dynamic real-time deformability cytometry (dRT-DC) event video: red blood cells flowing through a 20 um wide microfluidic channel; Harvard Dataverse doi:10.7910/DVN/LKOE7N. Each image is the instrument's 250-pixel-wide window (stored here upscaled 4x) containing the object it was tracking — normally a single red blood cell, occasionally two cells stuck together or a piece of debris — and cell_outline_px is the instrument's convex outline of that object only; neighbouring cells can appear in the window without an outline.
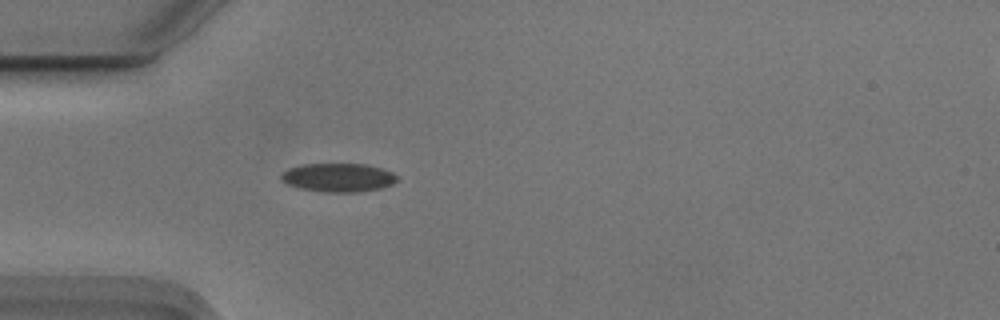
{"species": "Egyptian fruit bat (a non-hibernating species)", "species_latin": "Rousettus aegyptiacus", "temperature_condition": "cold", "stored_images_in_passage": 47, "camera_frame_rate_fps": 3000, "um_per_image_px": 0.085, "animal": {"sex": "male"}, "frame": {"image": 1, "passage_image": 8, "time_ms": 2.333, "image_size_px": [1000, 320], "cell_outline_px": [[396, 180], [392, 184], [380, 188], [356, 192], [324, 192], [300, 188], [288, 184], [280, 180], [280, 176], [284, 172], [292, 168], [304, 164], [364, 164], [380, 168], [392, 172], [396, 176]], "centroid_in_image_um": [28.74, 15.09], "position_along_channel_um": 56.3, "area_um2": 19.02}}
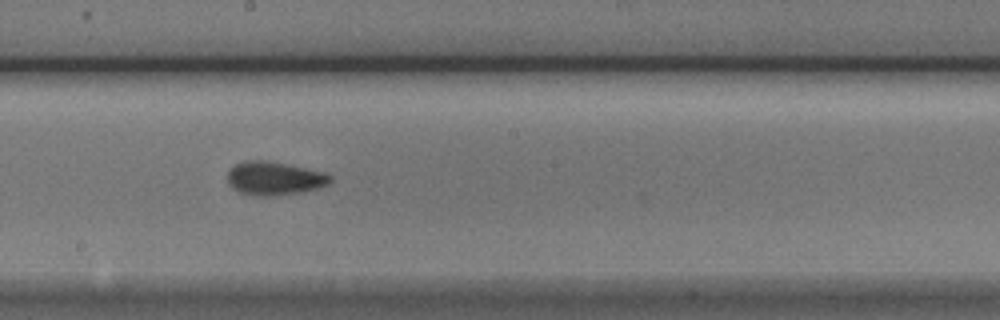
{"frame": {"image": 2, "passage_image": 22, "time_ms": 7.0, "image_size_px": [1000, 320], "cell_outline_px": [[332, 180], [328, 184], [316, 188], [300, 192], [276, 196], [252, 196], [240, 192], [232, 188], [228, 184], [228, 172], [236, 164], [248, 160], [264, 160], [324, 172], [332, 176]], "centroid_in_image_um": [23.3, 15.18], "position_along_channel_um": 224.9, "area_um2": 19.88}}
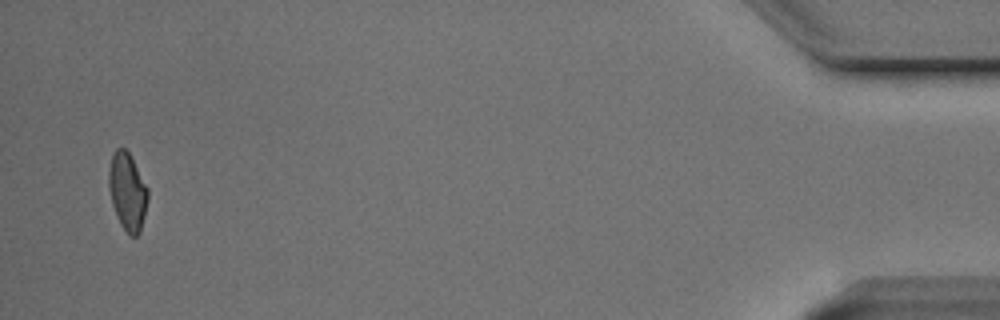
{"frame": {"image": 3, "passage_image": 45, "time_ms": 14.667, "image_size_px": [1000, 320], "cell_outline_px": [[148, 200], [140, 232], [136, 236], [132, 236], [120, 224], [112, 204], [108, 188], [108, 172], [112, 152], [116, 148], [124, 148], [132, 156], [148, 188]], "centroid_in_image_um": [10.83, 16.23], "position_along_channel_um": 424.4, "area_um2": 17.8}, "authors_computed_cell_mechanics": {"area_um2": 18.6694, "velocity_mm_per_s": 3.7331, "shape_relaxation_time_tau1_ms": 4.2519, "shape_relaxation_time_tau2_ms": 5.6976, "deformation_change_tau1": 0.1031, "deformation_change_tau2": 0.1077}}